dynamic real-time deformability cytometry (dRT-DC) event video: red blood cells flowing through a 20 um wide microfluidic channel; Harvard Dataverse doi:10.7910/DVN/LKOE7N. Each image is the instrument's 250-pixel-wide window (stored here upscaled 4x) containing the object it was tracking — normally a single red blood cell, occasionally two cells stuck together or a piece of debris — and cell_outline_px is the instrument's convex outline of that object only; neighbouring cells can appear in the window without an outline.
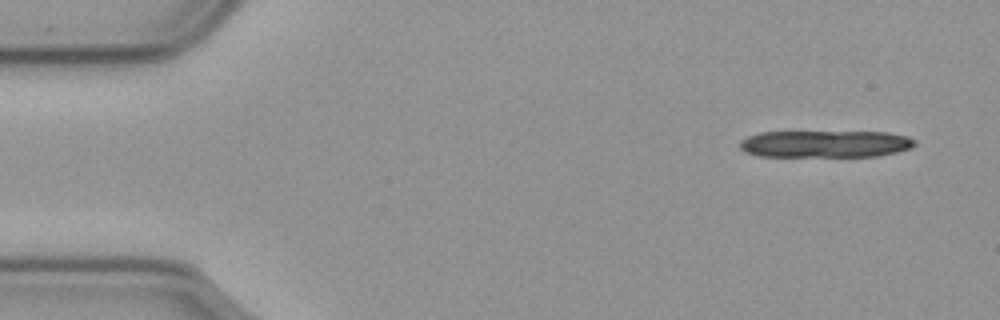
{"species": "common noctule bat (a hibernating species)", "species_latin": "Nyctalus noctula", "temperature_condition": "cold", "stored_images_in_passage": 16, "camera_frame_rate_fps": 3000, "um_per_image_px": 0.085, "animal": {"sex": "male", "body_mass_g": 23.1, "forearm_length_mm": 52.7}, "frame": {"image": 1, "passage_image": 1, "time_ms": 0.0, "image_size_px": [1000, 320], "cell_outline_px": [[916, 144], [912, 148], [880, 156], [760, 156], [744, 152], [740, 148], [740, 140], [748, 136], [760, 132], [888, 132], [908, 136], [916, 140]], "centroid_in_image_um": [70.17, 12.23], "position_along_channel_um": 14.8, "area_um2": 27.74}}